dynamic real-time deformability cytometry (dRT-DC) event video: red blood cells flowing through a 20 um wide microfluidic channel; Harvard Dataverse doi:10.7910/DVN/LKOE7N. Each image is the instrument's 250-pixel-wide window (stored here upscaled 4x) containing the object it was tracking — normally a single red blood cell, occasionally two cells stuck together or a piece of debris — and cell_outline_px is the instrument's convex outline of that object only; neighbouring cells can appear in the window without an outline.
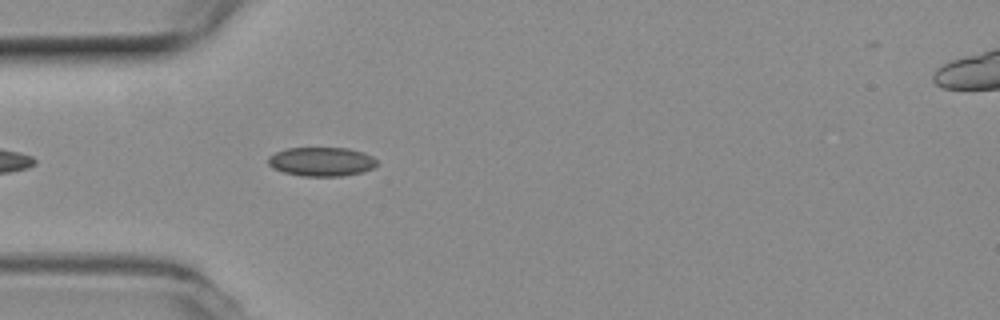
{"species": "common noctule bat (a hibernating species)", "species_latin": "Nyctalus noctula", "temperature_condition": "room temperature", "stored_images_in_passage": 7, "camera_frame_rate_fps": 3000, "um_per_image_px": 0.085, "animal": {"sex": "female", "body_mass_g": 19.3, "forearm_length_mm": 54.1}, "frame": {"image": 1, "passage_image": 4, "time_ms": 1.0, "image_size_px": [1000, 320], "cell_outline_px": [[376, 164], [372, 168], [360, 172], [340, 176], [304, 176], [284, 172], [272, 168], [268, 164], [268, 156], [276, 152], [288, 148], [348, 148], [364, 152], [372, 156], [376, 160]], "centroid_in_image_um": [27.3, 13.73], "position_along_channel_um": 57.7, "area_um2": 18.26}}